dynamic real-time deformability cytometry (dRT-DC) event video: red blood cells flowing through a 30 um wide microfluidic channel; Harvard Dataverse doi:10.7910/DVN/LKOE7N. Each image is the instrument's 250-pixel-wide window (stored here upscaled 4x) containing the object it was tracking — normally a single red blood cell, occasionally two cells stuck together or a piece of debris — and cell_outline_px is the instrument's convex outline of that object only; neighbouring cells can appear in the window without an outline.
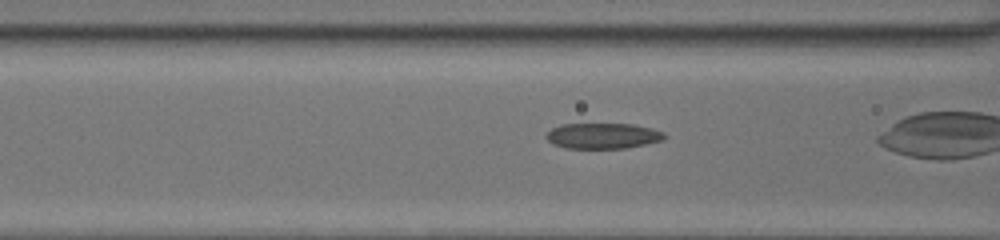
{"species": "common noctule bat (a hibernating species)", "species_latin": "Nyctalus noctula", "temperature_condition": "room temperature", "stored_images_in_passage": 38, "camera_frame_rate_fps": 3000, "um_per_image_px": 0.085, "animal": {"sex": "female", "body_mass_g": 20.0, "forearm_length_mm": 54.0}, "frame": {"image": 1, "passage_image": 19, "time_ms": 6.0, "image_size_px": [1000, 240], "cell_outline_px": [[668, 136], [664, 140], [628, 148], [564, 148], [552, 144], [544, 136], [552, 128], [560, 124], [632, 124], [652, 128], [664, 132]], "centroid_in_image_um": [51.26, 11.55], "position_along_channel_um": 115.3, "area_um2": 17.86}}
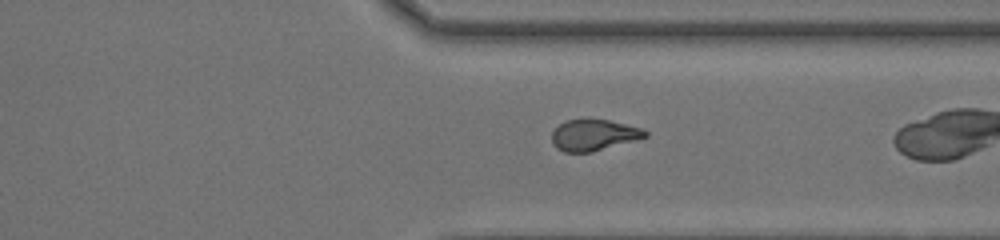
{"frame": {"image": 2, "passage_image": 36, "time_ms": 11.667, "image_size_px": [1000, 240], "cell_outline_px": [[648, 136], [636, 140], [592, 152], [564, 152], [556, 148], [552, 144], [552, 132], [564, 120], [584, 116], [588, 116], [608, 120], [640, 128], [648, 132]], "centroid_in_image_um": [50.42, 11.44], "position_along_channel_um": 361.0, "area_um2": 17.46}}